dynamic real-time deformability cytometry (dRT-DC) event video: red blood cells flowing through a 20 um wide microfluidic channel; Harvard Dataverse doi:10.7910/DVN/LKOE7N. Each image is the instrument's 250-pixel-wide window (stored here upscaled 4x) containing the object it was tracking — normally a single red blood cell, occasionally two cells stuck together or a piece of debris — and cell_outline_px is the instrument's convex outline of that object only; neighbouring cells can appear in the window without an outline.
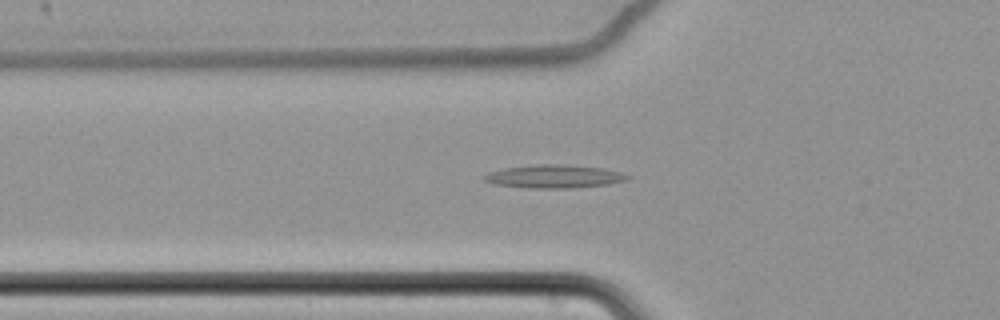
{"species": "common noctule bat (a hibernating species)", "species_latin": "Nyctalus noctula", "temperature_condition": "cold", "stored_images_in_passage": 64, "camera_frame_rate_fps": 3000, "um_per_image_px": 0.085, "animal": {"sex": "female", "body_mass_g": 22.7, "forearm_length_mm": 54.2}, "frame": {"image": 1, "passage_image": 25, "time_ms": 8.0, "image_size_px": [1000, 320], "cell_outline_px": [[632, 176], [628, 180], [608, 184], [572, 188], [528, 188], [492, 184], [484, 180], [484, 176], [488, 172], [504, 168], [536, 164], [564, 164], [600, 168], [620, 172]], "centroid_in_image_um": [47.09, 15.0], "position_along_channel_um": 78.7, "area_um2": 19.42}}
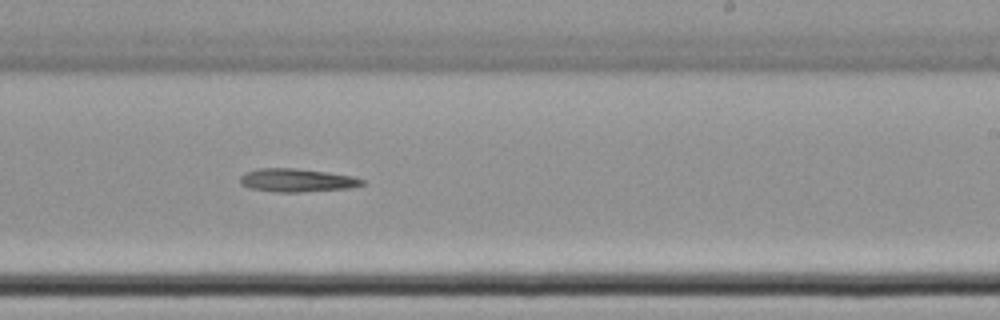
{"frame": {"image": 2, "passage_image": 41, "time_ms": 13.333, "image_size_px": [1000, 320], "cell_outline_px": [[368, 180], [364, 184], [348, 188], [304, 192], [276, 192], [248, 188], [240, 184], [240, 176], [244, 172], [256, 168], [296, 168], [328, 172], [352, 176]], "centroid_in_image_um": [25.22, 15.32], "position_along_channel_um": 263.8, "area_um2": 16.82}}
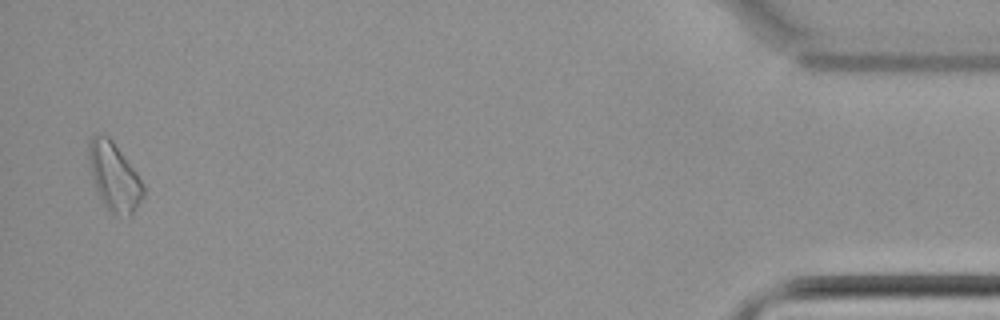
{"frame": {"image": 3, "passage_image": 62, "time_ms": 20.333, "image_size_px": [1000, 320], "cell_outline_px": [[144, 196], [136, 208], [128, 216], [112, 212], [104, 204], [96, 188], [92, 176], [88, 156], [88, 140], [96, 132], [108, 136], [112, 140], [136, 172], [144, 188]], "centroid_in_image_um": [9.68, 14.95], "position_along_channel_um": 425.5, "area_um2": 21.15}}